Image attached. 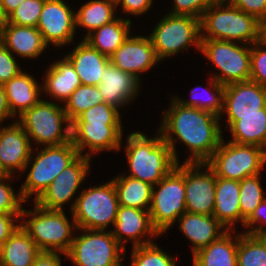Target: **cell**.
<instances>
[{
    "instance_id": "obj_4",
    "label": "cell",
    "mask_w": 266,
    "mask_h": 266,
    "mask_svg": "<svg viewBox=\"0 0 266 266\" xmlns=\"http://www.w3.org/2000/svg\"><path fill=\"white\" fill-rule=\"evenodd\" d=\"M34 210L22 208L21 227L28 233L40 251L61 252L66 255L74 240L72 231L77 225L69 223L64 210H48L34 203ZM31 216L28 221L24 217ZM73 228V229H72Z\"/></svg>"
},
{
    "instance_id": "obj_11",
    "label": "cell",
    "mask_w": 266,
    "mask_h": 266,
    "mask_svg": "<svg viewBox=\"0 0 266 266\" xmlns=\"http://www.w3.org/2000/svg\"><path fill=\"white\" fill-rule=\"evenodd\" d=\"M241 44L239 46L237 42L201 39L200 52L221 71L220 74H212V78L224 86L250 79L251 45Z\"/></svg>"
},
{
    "instance_id": "obj_39",
    "label": "cell",
    "mask_w": 266,
    "mask_h": 266,
    "mask_svg": "<svg viewBox=\"0 0 266 266\" xmlns=\"http://www.w3.org/2000/svg\"><path fill=\"white\" fill-rule=\"evenodd\" d=\"M45 0H25L7 16V22L18 26L37 27Z\"/></svg>"
},
{
    "instance_id": "obj_56",
    "label": "cell",
    "mask_w": 266,
    "mask_h": 266,
    "mask_svg": "<svg viewBox=\"0 0 266 266\" xmlns=\"http://www.w3.org/2000/svg\"><path fill=\"white\" fill-rule=\"evenodd\" d=\"M266 240V233L264 235H261Z\"/></svg>"
},
{
    "instance_id": "obj_19",
    "label": "cell",
    "mask_w": 266,
    "mask_h": 266,
    "mask_svg": "<svg viewBox=\"0 0 266 266\" xmlns=\"http://www.w3.org/2000/svg\"><path fill=\"white\" fill-rule=\"evenodd\" d=\"M114 230L111 231L116 240L125 248V243L130 239L134 242L133 247L147 245L152 243L149 237H156L159 232L154 228L149 210L124 207L119 205ZM148 239H141L146 237ZM126 237L125 239L123 237ZM141 240H140V239Z\"/></svg>"
},
{
    "instance_id": "obj_7",
    "label": "cell",
    "mask_w": 266,
    "mask_h": 266,
    "mask_svg": "<svg viewBox=\"0 0 266 266\" xmlns=\"http://www.w3.org/2000/svg\"><path fill=\"white\" fill-rule=\"evenodd\" d=\"M185 212V163H178L169 174L153 185L149 214L154 228L163 234Z\"/></svg>"
},
{
    "instance_id": "obj_40",
    "label": "cell",
    "mask_w": 266,
    "mask_h": 266,
    "mask_svg": "<svg viewBox=\"0 0 266 266\" xmlns=\"http://www.w3.org/2000/svg\"><path fill=\"white\" fill-rule=\"evenodd\" d=\"M119 109L103 102L80 114L73 122H91L97 124H122Z\"/></svg>"
},
{
    "instance_id": "obj_28",
    "label": "cell",
    "mask_w": 266,
    "mask_h": 266,
    "mask_svg": "<svg viewBox=\"0 0 266 266\" xmlns=\"http://www.w3.org/2000/svg\"><path fill=\"white\" fill-rule=\"evenodd\" d=\"M226 126L232 134L231 142L266 148V108L263 114L228 115Z\"/></svg>"
},
{
    "instance_id": "obj_54",
    "label": "cell",
    "mask_w": 266,
    "mask_h": 266,
    "mask_svg": "<svg viewBox=\"0 0 266 266\" xmlns=\"http://www.w3.org/2000/svg\"><path fill=\"white\" fill-rule=\"evenodd\" d=\"M212 3L227 2V0H210Z\"/></svg>"
},
{
    "instance_id": "obj_22",
    "label": "cell",
    "mask_w": 266,
    "mask_h": 266,
    "mask_svg": "<svg viewBox=\"0 0 266 266\" xmlns=\"http://www.w3.org/2000/svg\"><path fill=\"white\" fill-rule=\"evenodd\" d=\"M178 220L180 222L179 229L193 244V254L211 244L227 230L213 215L196 214L186 211Z\"/></svg>"
},
{
    "instance_id": "obj_36",
    "label": "cell",
    "mask_w": 266,
    "mask_h": 266,
    "mask_svg": "<svg viewBox=\"0 0 266 266\" xmlns=\"http://www.w3.org/2000/svg\"><path fill=\"white\" fill-rule=\"evenodd\" d=\"M260 174L240 181L239 206L241 217L246 221L266 198L260 184Z\"/></svg>"
},
{
    "instance_id": "obj_9",
    "label": "cell",
    "mask_w": 266,
    "mask_h": 266,
    "mask_svg": "<svg viewBox=\"0 0 266 266\" xmlns=\"http://www.w3.org/2000/svg\"><path fill=\"white\" fill-rule=\"evenodd\" d=\"M161 61L195 45L200 52V18L191 15L166 14L149 36Z\"/></svg>"
},
{
    "instance_id": "obj_13",
    "label": "cell",
    "mask_w": 266,
    "mask_h": 266,
    "mask_svg": "<svg viewBox=\"0 0 266 266\" xmlns=\"http://www.w3.org/2000/svg\"><path fill=\"white\" fill-rule=\"evenodd\" d=\"M90 159L86 155H79L34 202L48 210H64V204L72 200L80 184L87 177Z\"/></svg>"
},
{
    "instance_id": "obj_45",
    "label": "cell",
    "mask_w": 266,
    "mask_h": 266,
    "mask_svg": "<svg viewBox=\"0 0 266 266\" xmlns=\"http://www.w3.org/2000/svg\"><path fill=\"white\" fill-rule=\"evenodd\" d=\"M261 222L263 225L266 224V198L259 204V206L254 210L252 215L245 221L244 226L250 228L245 234L249 235H264L266 229L261 225L256 226L257 223ZM255 225V227H253Z\"/></svg>"
},
{
    "instance_id": "obj_6",
    "label": "cell",
    "mask_w": 266,
    "mask_h": 266,
    "mask_svg": "<svg viewBox=\"0 0 266 266\" xmlns=\"http://www.w3.org/2000/svg\"><path fill=\"white\" fill-rule=\"evenodd\" d=\"M17 120L29 138L45 147L60 146L71 141V122L63 106L41 100ZM66 123V127H64Z\"/></svg>"
},
{
    "instance_id": "obj_18",
    "label": "cell",
    "mask_w": 266,
    "mask_h": 266,
    "mask_svg": "<svg viewBox=\"0 0 266 266\" xmlns=\"http://www.w3.org/2000/svg\"><path fill=\"white\" fill-rule=\"evenodd\" d=\"M109 60L118 69L135 75L138 79L142 72H148L160 61L149 36H129Z\"/></svg>"
},
{
    "instance_id": "obj_33",
    "label": "cell",
    "mask_w": 266,
    "mask_h": 266,
    "mask_svg": "<svg viewBox=\"0 0 266 266\" xmlns=\"http://www.w3.org/2000/svg\"><path fill=\"white\" fill-rule=\"evenodd\" d=\"M115 8L117 9L116 5L109 0L89 1L75 12L76 27L86 28L88 30L87 36L94 30L115 20Z\"/></svg>"
},
{
    "instance_id": "obj_17",
    "label": "cell",
    "mask_w": 266,
    "mask_h": 266,
    "mask_svg": "<svg viewBox=\"0 0 266 266\" xmlns=\"http://www.w3.org/2000/svg\"><path fill=\"white\" fill-rule=\"evenodd\" d=\"M30 140L18 121L1 127L0 169L4 174L12 175L16 170L24 172L28 168L34 152Z\"/></svg>"
},
{
    "instance_id": "obj_43",
    "label": "cell",
    "mask_w": 266,
    "mask_h": 266,
    "mask_svg": "<svg viewBox=\"0 0 266 266\" xmlns=\"http://www.w3.org/2000/svg\"><path fill=\"white\" fill-rule=\"evenodd\" d=\"M13 54L0 42V84L4 85L22 70Z\"/></svg>"
},
{
    "instance_id": "obj_1",
    "label": "cell",
    "mask_w": 266,
    "mask_h": 266,
    "mask_svg": "<svg viewBox=\"0 0 266 266\" xmlns=\"http://www.w3.org/2000/svg\"><path fill=\"white\" fill-rule=\"evenodd\" d=\"M171 99L172 105L163 113L158 131L172 150L177 163L179 160L174 147L175 138V141L179 139L191 151V156L184 163L206 164L223 139L220 117L201 109L183 106L175 97Z\"/></svg>"
},
{
    "instance_id": "obj_14",
    "label": "cell",
    "mask_w": 266,
    "mask_h": 266,
    "mask_svg": "<svg viewBox=\"0 0 266 266\" xmlns=\"http://www.w3.org/2000/svg\"><path fill=\"white\" fill-rule=\"evenodd\" d=\"M206 171L202 172L201 168ZM216 190V174L207 164L185 163L186 211L213 215Z\"/></svg>"
},
{
    "instance_id": "obj_25",
    "label": "cell",
    "mask_w": 266,
    "mask_h": 266,
    "mask_svg": "<svg viewBox=\"0 0 266 266\" xmlns=\"http://www.w3.org/2000/svg\"><path fill=\"white\" fill-rule=\"evenodd\" d=\"M240 181L216 176V190L213 216L227 230H232L235 222L245 224L239 206Z\"/></svg>"
},
{
    "instance_id": "obj_20",
    "label": "cell",
    "mask_w": 266,
    "mask_h": 266,
    "mask_svg": "<svg viewBox=\"0 0 266 266\" xmlns=\"http://www.w3.org/2000/svg\"><path fill=\"white\" fill-rule=\"evenodd\" d=\"M266 108V87L248 80L225 86L223 112L227 115L263 114Z\"/></svg>"
},
{
    "instance_id": "obj_38",
    "label": "cell",
    "mask_w": 266,
    "mask_h": 266,
    "mask_svg": "<svg viewBox=\"0 0 266 266\" xmlns=\"http://www.w3.org/2000/svg\"><path fill=\"white\" fill-rule=\"evenodd\" d=\"M130 266H176V259L169 256L154 242L133 247Z\"/></svg>"
},
{
    "instance_id": "obj_29",
    "label": "cell",
    "mask_w": 266,
    "mask_h": 266,
    "mask_svg": "<svg viewBox=\"0 0 266 266\" xmlns=\"http://www.w3.org/2000/svg\"><path fill=\"white\" fill-rule=\"evenodd\" d=\"M231 232L226 230L218 239L193 254V266H238L239 234L232 238Z\"/></svg>"
},
{
    "instance_id": "obj_49",
    "label": "cell",
    "mask_w": 266,
    "mask_h": 266,
    "mask_svg": "<svg viewBox=\"0 0 266 266\" xmlns=\"http://www.w3.org/2000/svg\"><path fill=\"white\" fill-rule=\"evenodd\" d=\"M61 252L41 251L35 258L32 266H61Z\"/></svg>"
},
{
    "instance_id": "obj_46",
    "label": "cell",
    "mask_w": 266,
    "mask_h": 266,
    "mask_svg": "<svg viewBox=\"0 0 266 266\" xmlns=\"http://www.w3.org/2000/svg\"><path fill=\"white\" fill-rule=\"evenodd\" d=\"M246 14L255 16L259 21L266 15V0H227Z\"/></svg>"
},
{
    "instance_id": "obj_2",
    "label": "cell",
    "mask_w": 266,
    "mask_h": 266,
    "mask_svg": "<svg viewBox=\"0 0 266 266\" xmlns=\"http://www.w3.org/2000/svg\"><path fill=\"white\" fill-rule=\"evenodd\" d=\"M149 139L141 132L127 136L126 155L130 167L129 177L140 179L152 186L161 181L176 166L177 161L161 132Z\"/></svg>"
},
{
    "instance_id": "obj_3",
    "label": "cell",
    "mask_w": 266,
    "mask_h": 266,
    "mask_svg": "<svg viewBox=\"0 0 266 266\" xmlns=\"http://www.w3.org/2000/svg\"><path fill=\"white\" fill-rule=\"evenodd\" d=\"M200 29L206 33H201V39L238 41L250 45L259 41V20L228 1L212 3L200 18Z\"/></svg>"
},
{
    "instance_id": "obj_44",
    "label": "cell",
    "mask_w": 266,
    "mask_h": 266,
    "mask_svg": "<svg viewBox=\"0 0 266 266\" xmlns=\"http://www.w3.org/2000/svg\"><path fill=\"white\" fill-rule=\"evenodd\" d=\"M171 14L191 15L201 18L203 12L212 4L210 0H173Z\"/></svg>"
},
{
    "instance_id": "obj_8",
    "label": "cell",
    "mask_w": 266,
    "mask_h": 266,
    "mask_svg": "<svg viewBox=\"0 0 266 266\" xmlns=\"http://www.w3.org/2000/svg\"><path fill=\"white\" fill-rule=\"evenodd\" d=\"M206 164L217 177L241 181L260 174L266 164V149L231 141L224 144L222 139Z\"/></svg>"
},
{
    "instance_id": "obj_53",
    "label": "cell",
    "mask_w": 266,
    "mask_h": 266,
    "mask_svg": "<svg viewBox=\"0 0 266 266\" xmlns=\"http://www.w3.org/2000/svg\"><path fill=\"white\" fill-rule=\"evenodd\" d=\"M7 24V16L4 14L0 0V33Z\"/></svg>"
},
{
    "instance_id": "obj_30",
    "label": "cell",
    "mask_w": 266,
    "mask_h": 266,
    "mask_svg": "<svg viewBox=\"0 0 266 266\" xmlns=\"http://www.w3.org/2000/svg\"><path fill=\"white\" fill-rule=\"evenodd\" d=\"M41 251L21 227L1 245L0 266H32Z\"/></svg>"
},
{
    "instance_id": "obj_5",
    "label": "cell",
    "mask_w": 266,
    "mask_h": 266,
    "mask_svg": "<svg viewBox=\"0 0 266 266\" xmlns=\"http://www.w3.org/2000/svg\"><path fill=\"white\" fill-rule=\"evenodd\" d=\"M70 206L78 229L106 230L114 225L119 207L113 181L83 189Z\"/></svg>"
},
{
    "instance_id": "obj_32",
    "label": "cell",
    "mask_w": 266,
    "mask_h": 266,
    "mask_svg": "<svg viewBox=\"0 0 266 266\" xmlns=\"http://www.w3.org/2000/svg\"><path fill=\"white\" fill-rule=\"evenodd\" d=\"M119 205L124 207L149 210L151 205L152 185L126 175L112 179Z\"/></svg>"
},
{
    "instance_id": "obj_34",
    "label": "cell",
    "mask_w": 266,
    "mask_h": 266,
    "mask_svg": "<svg viewBox=\"0 0 266 266\" xmlns=\"http://www.w3.org/2000/svg\"><path fill=\"white\" fill-rule=\"evenodd\" d=\"M238 266H266V240L261 235L239 233Z\"/></svg>"
},
{
    "instance_id": "obj_55",
    "label": "cell",
    "mask_w": 266,
    "mask_h": 266,
    "mask_svg": "<svg viewBox=\"0 0 266 266\" xmlns=\"http://www.w3.org/2000/svg\"><path fill=\"white\" fill-rule=\"evenodd\" d=\"M110 2H113L115 5H117L121 0H109Z\"/></svg>"
},
{
    "instance_id": "obj_21",
    "label": "cell",
    "mask_w": 266,
    "mask_h": 266,
    "mask_svg": "<svg viewBox=\"0 0 266 266\" xmlns=\"http://www.w3.org/2000/svg\"><path fill=\"white\" fill-rule=\"evenodd\" d=\"M140 80L130 73L109 63L103 72L98 86L103 102L119 109L130 103L138 94Z\"/></svg>"
},
{
    "instance_id": "obj_10",
    "label": "cell",
    "mask_w": 266,
    "mask_h": 266,
    "mask_svg": "<svg viewBox=\"0 0 266 266\" xmlns=\"http://www.w3.org/2000/svg\"><path fill=\"white\" fill-rule=\"evenodd\" d=\"M79 156L77 148L72 141L60 145L41 147L38 151L29 174L19 190L23 200L26 202L32 194L37 200L54 179Z\"/></svg>"
},
{
    "instance_id": "obj_48",
    "label": "cell",
    "mask_w": 266,
    "mask_h": 266,
    "mask_svg": "<svg viewBox=\"0 0 266 266\" xmlns=\"http://www.w3.org/2000/svg\"><path fill=\"white\" fill-rule=\"evenodd\" d=\"M153 0H121L116 7L121 6L124 13L142 15L152 6ZM120 4V5H119ZM119 5V6H118Z\"/></svg>"
},
{
    "instance_id": "obj_23",
    "label": "cell",
    "mask_w": 266,
    "mask_h": 266,
    "mask_svg": "<svg viewBox=\"0 0 266 266\" xmlns=\"http://www.w3.org/2000/svg\"><path fill=\"white\" fill-rule=\"evenodd\" d=\"M0 42L12 53L37 58L48 47L37 27L18 26L7 22L0 33Z\"/></svg>"
},
{
    "instance_id": "obj_27",
    "label": "cell",
    "mask_w": 266,
    "mask_h": 266,
    "mask_svg": "<svg viewBox=\"0 0 266 266\" xmlns=\"http://www.w3.org/2000/svg\"><path fill=\"white\" fill-rule=\"evenodd\" d=\"M7 102L13 117L17 114L19 117L28 109L38 104L42 99L39 98L42 93L36 80L21 71L17 76L4 84ZM41 92V93H40Z\"/></svg>"
},
{
    "instance_id": "obj_16",
    "label": "cell",
    "mask_w": 266,
    "mask_h": 266,
    "mask_svg": "<svg viewBox=\"0 0 266 266\" xmlns=\"http://www.w3.org/2000/svg\"><path fill=\"white\" fill-rule=\"evenodd\" d=\"M122 124H97L91 122H72L71 141L78 154L88 148L87 157L94 152L120 150L122 144Z\"/></svg>"
},
{
    "instance_id": "obj_50",
    "label": "cell",
    "mask_w": 266,
    "mask_h": 266,
    "mask_svg": "<svg viewBox=\"0 0 266 266\" xmlns=\"http://www.w3.org/2000/svg\"><path fill=\"white\" fill-rule=\"evenodd\" d=\"M12 116L8 106L4 85L0 84V124L7 118L9 119V117L14 118Z\"/></svg>"
},
{
    "instance_id": "obj_26",
    "label": "cell",
    "mask_w": 266,
    "mask_h": 266,
    "mask_svg": "<svg viewBox=\"0 0 266 266\" xmlns=\"http://www.w3.org/2000/svg\"><path fill=\"white\" fill-rule=\"evenodd\" d=\"M45 75V83L40 85L42 90L63 103L81 85L73 64L66 56L50 65Z\"/></svg>"
},
{
    "instance_id": "obj_52",
    "label": "cell",
    "mask_w": 266,
    "mask_h": 266,
    "mask_svg": "<svg viewBox=\"0 0 266 266\" xmlns=\"http://www.w3.org/2000/svg\"><path fill=\"white\" fill-rule=\"evenodd\" d=\"M259 41L266 45V15L259 21Z\"/></svg>"
},
{
    "instance_id": "obj_42",
    "label": "cell",
    "mask_w": 266,
    "mask_h": 266,
    "mask_svg": "<svg viewBox=\"0 0 266 266\" xmlns=\"http://www.w3.org/2000/svg\"><path fill=\"white\" fill-rule=\"evenodd\" d=\"M253 46V47H252ZM262 47V48H261ZM266 45L260 41L251 45V81L266 87Z\"/></svg>"
},
{
    "instance_id": "obj_12",
    "label": "cell",
    "mask_w": 266,
    "mask_h": 266,
    "mask_svg": "<svg viewBox=\"0 0 266 266\" xmlns=\"http://www.w3.org/2000/svg\"><path fill=\"white\" fill-rule=\"evenodd\" d=\"M83 230L84 234L74 237L65 256L76 266H122L124 259L120 253L126 250L106 230Z\"/></svg>"
},
{
    "instance_id": "obj_35",
    "label": "cell",
    "mask_w": 266,
    "mask_h": 266,
    "mask_svg": "<svg viewBox=\"0 0 266 266\" xmlns=\"http://www.w3.org/2000/svg\"><path fill=\"white\" fill-rule=\"evenodd\" d=\"M65 102L64 110L72 123L85 110L103 103V99L98 86L81 84Z\"/></svg>"
},
{
    "instance_id": "obj_41",
    "label": "cell",
    "mask_w": 266,
    "mask_h": 266,
    "mask_svg": "<svg viewBox=\"0 0 266 266\" xmlns=\"http://www.w3.org/2000/svg\"><path fill=\"white\" fill-rule=\"evenodd\" d=\"M10 174L0 175V212L7 214H15L19 218L21 217V212L23 206L21 204L25 202L18 192V195L14 193L15 190L10 186V184H5L4 181L11 180Z\"/></svg>"
},
{
    "instance_id": "obj_47",
    "label": "cell",
    "mask_w": 266,
    "mask_h": 266,
    "mask_svg": "<svg viewBox=\"0 0 266 266\" xmlns=\"http://www.w3.org/2000/svg\"><path fill=\"white\" fill-rule=\"evenodd\" d=\"M20 218L15 214L0 212V245H2L20 224L15 225Z\"/></svg>"
},
{
    "instance_id": "obj_37",
    "label": "cell",
    "mask_w": 266,
    "mask_h": 266,
    "mask_svg": "<svg viewBox=\"0 0 266 266\" xmlns=\"http://www.w3.org/2000/svg\"><path fill=\"white\" fill-rule=\"evenodd\" d=\"M210 88H212L209 91V96H207V100H201L199 96H196V90H191V100H183L175 97L179 103H181L183 106L187 107H194L197 109H201L203 111L210 112L218 117H221L222 111H223V101H224V89L225 86L221 83L217 82L214 78H210ZM199 87H197L198 89ZM202 88V87H200ZM211 92V93H210ZM203 96V95H202ZM199 97V98H198ZM204 97V96H203Z\"/></svg>"
},
{
    "instance_id": "obj_31",
    "label": "cell",
    "mask_w": 266,
    "mask_h": 266,
    "mask_svg": "<svg viewBox=\"0 0 266 266\" xmlns=\"http://www.w3.org/2000/svg\"><path fill=\"white\" fill-rule=\"evenodd\" d=\"M131 20L117 17L84 37L90 46L110 57L130 35Z\"/></svg>"
},
{
    "instance_id": "obj_15",
    "label": "cell",
    "mask_w": 266,
    "mask_h": 266,
    "mask_svg": "<svg viewBox=\"0 0 266 266\" xmlns=\"http://www.w3.org/2000/svg\"><path fill=\"white\" fill-rule=\"evenodd\" d=\"M37 29L48 46L66 45L74 40L75 13L63 0H45Z\"/></svg>"
},
{
    "instance_id": "obj_51",
    "label": "cell",
    "mask_w": 266,
    "mask_h": 266,
    "mask_svg": "<svg viewBox=\"0 0 266 266\" xmlns=\"http://www.w3.org/2000/svg\"><path fill=\"white\" fill-rule=\"evenodd\" d=\"M25 0H1L2 9L6 16L14 11Z\"/></svg>"
},
{
    "instance_id": "obj_24",
    "label": "cell",
    "mask_w": 266,
    "mask_h": 266,
    "mask_svg": "<svg viewBox=\"0 0 266 266\" xmlns=\"http://www.w3.org/2000/svg\"><path fill=\"white\" fill-rule=\"evenodd\" d=\"M73 64L82 85L97 86L107 65L109 57L82 40L74 49L66 55Z\"/></svg>"
}]
</instances>
